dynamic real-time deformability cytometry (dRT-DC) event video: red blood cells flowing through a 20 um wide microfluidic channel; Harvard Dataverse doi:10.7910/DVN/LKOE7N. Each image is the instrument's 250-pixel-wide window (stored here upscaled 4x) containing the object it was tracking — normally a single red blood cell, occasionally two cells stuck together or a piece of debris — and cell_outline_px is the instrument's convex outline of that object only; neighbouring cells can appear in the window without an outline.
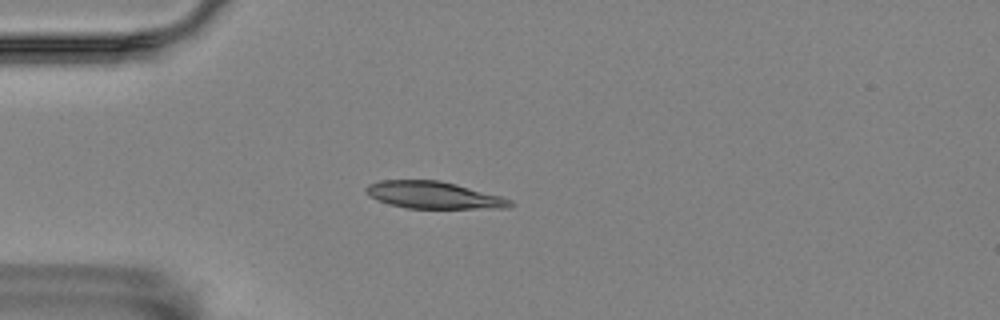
{"species": "Egyptian fruit bat (a non-hibernating species)", "species_latin": "Rousettus aegyptiacus", "temperature_condition": "room temperature", "stored_images_in_passage": 42, "camera_frame_rate_fps": 3000, "um_per_image_px": 0.085, "animal": {"sex": "female"}, "frame": {"image": 1, "passage_image": 1, "time_ms": 0.0, "image_size_px": [1000, 320], "cell_outline_px": [[516, 204], [508, 208], [408, 208], [388, 204], [376, 200], [368, 196], [364, 188], [368, 184], [380, 180], [440, 180], [456, 184], [500, 196], [512, 200]], "centroid_in_image_um": [36.83, 16.58], "position_along_channel_um": 48.2, "area_um2": 22.83}}
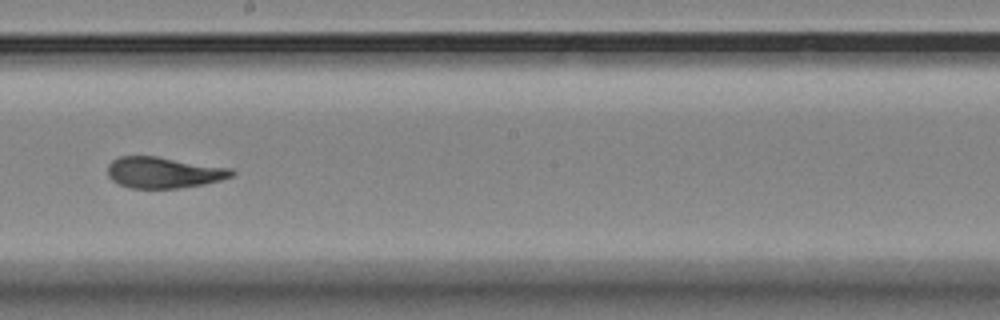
{"frame": {"image": 2, "passage_image": 18, "time_ms": 5.667, "image_size_px": [1000, 320], "cell_outline_px": [[236, 172], [232, 176], [220, 180], [204, 184], [180, 188], [128, 188], [116, 184], [108, 176], [108, 164], [112, 160], [120, 156], [156, 156], [232, 168]], "centroid_in_image_um": [13.89, 14.67], "position_along_channel_um": 234.3, "area_um2": 22.66}}
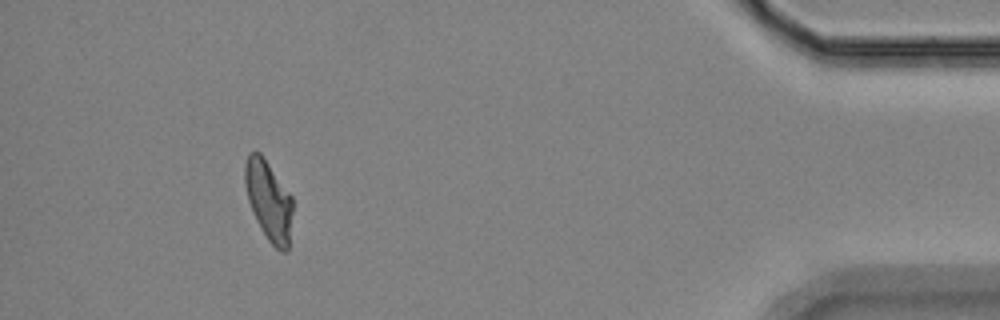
{"frame": {"image": 3, "passage_image": 38, "time_ms": 12.333, "image_size_px": [1000, 320], "cell_outline_px": [[292, 212], [288, 252], [280, 252], [268, 240], [260, 228], [252, 212], [248, 200], [244, 184], [244, 168], [248, 152], [260, 152], [292, 196]], "centroid_in_image_um": [22.83, 17.06], "position_along_channel_um": 412.4, "area_um2": 22.31}, "authors_computed_cell_mechanics": {"area_um2": 22.7443, "velocity_mm_per_s": 3.5304, "shape_relaxation_time_tau1_ms": 8.6745, "shape_relaxation_time_tau2_ms": 1.5051, "deformation_change_tau1": 0.2291, "deformation_change_tau2": 0.0643}}